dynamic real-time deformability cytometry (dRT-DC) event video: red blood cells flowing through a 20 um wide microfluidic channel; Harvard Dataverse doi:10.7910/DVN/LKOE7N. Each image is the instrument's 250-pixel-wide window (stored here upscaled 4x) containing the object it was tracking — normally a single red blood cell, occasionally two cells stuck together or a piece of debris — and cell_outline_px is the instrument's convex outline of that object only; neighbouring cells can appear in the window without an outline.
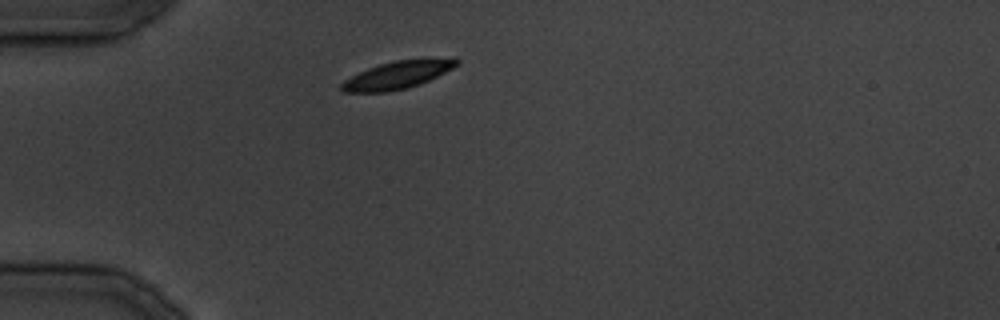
{"species": "common noctule bat (a hibernating species)", "species_latin": "Nyctalus noctula", "temperature_condition": "cold", "stored_images_in_passage": 26, "camera_frame_rate_fps": 3000, "um_per_image_px": 0.085, "animal": {"sex": "male", "body_mass_g": 19.5, "forearm_length_mm": 54.6}, "frame": {"image": 1, "passage_image": 1, "time_ms": 0.0, "image_size_px": [1000, 320], "cell_outline_px": [[460, 64], [420, 84], [408, 88], [388, 92], [340, 92], [340, 84], [344, 80], [368, 68], [380, 64], [396, 60], [460, 60]], "centroid_in_image_um": [33.67, 6.42], "position_along_channel_um": 51.3, "area_um2": 17.92}}
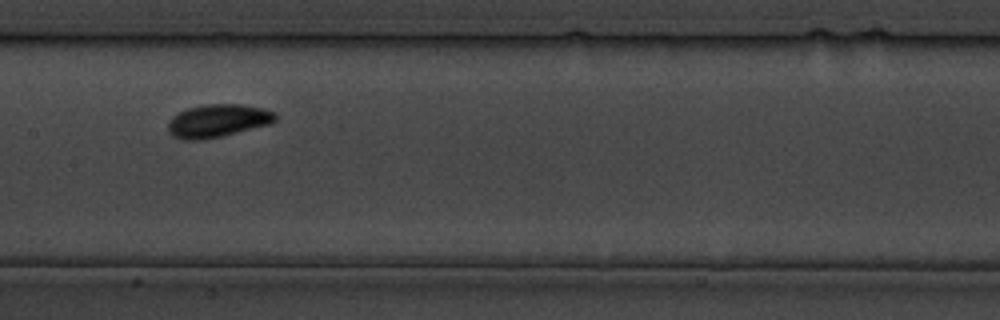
{"frame": {"image": 2, "passage_image": 9, "time_ms": 10.0, "image_size_px": [1000, 320], "cell_outline_px": [[276, 120], [272, 124], [224, 136], [204, 140], [184, 140], [172, 136], [168, 132], [168, 124], [172, 116], [188, 108], [208, 104], [240, 104], [260, 108], [272, 112], [276, 116]], "centroid_in_image_um": [18.5, 10.29], "position_along_channel_um": 188.9, "area_um2": 20.69}}
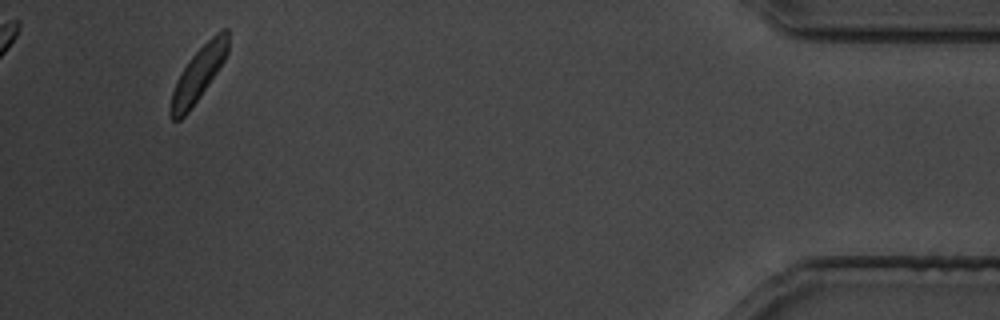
{"frame": {"image": 3, "passage_image": 25, "time_ms": 29.0, "image_size_px": [1000, 320], "cell_outline_px": [[228, 52], [224, 60], [200, 96], [188, 112], [180, 120], [172, 120], [168, 112], [172, 92], [176, 80], [188, 60], [220, 28], [228, 28]], "centroid_in_image_um": [16.84, 6.3], "position_along_channel_um": 418.4, "area_um2": 17.86}}